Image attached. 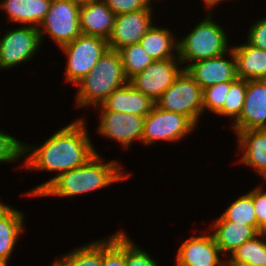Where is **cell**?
Segmentation results:
<instances>
[{"instance_id":"6da1fadb","label":"cell","mask_w":266,"mask_h":266,"mask_svg":"<svg viewBox=\"0 0 266 266\" xmlns=\"http://www.w3.org/2000/svg\"><path fill=\"white\" fill-rule=\"evenodd\" d=\"M31 151L25 167L64 173L85 164L97 152L91 144L83 119L57 131L40 147L23 144V153Z\"/></svg>"},{"instance_id":"7a4b0ae2","label":"cell","mask_w":266,"mask_h":266,"mask_svg":"<svg viewBox=\"0 0 266 266\" xmlns=\"http://www.w3.org/2000/svg\"><path fill=\"white\" fill-rule=\"evenodd\" d=\"M102 163L99 154L96 153L85 164L58 174L26 195L70 197L104 188L130 175L123 174L120 165L113 160Z\"/></svg>"},{"instance_id":"3957f363","label":"cell","mask_w":266,"mask_h":266,"mask_svg":"<svg viewBox=\"0 0 266 266\" xmlns=\"http://www.w3.org/2000/svg\"><path fill=\"white\" fill-rule=\"evenodd\" d=\"M129 82L118 50L108 49L91 72L77 84L76 106H100L116 89Z\"/></svg>"},{"instance_id":"277c9868","label":"cell","mask_w":266,"mask_h":266,"mask_svg":"<svg viewBox=\"0 0 266 266\" xmlns=\"http://www.w3.org/2000/svg\"><path fill=\"white\" fill-rule=\"evenodd\" d=\"M210 15L178 42L176 57L181 63L197 62L229 52L224 30L212 21Z\"/></svg>"},{"instance_id":"5b68a950","label":"cell","mask_w":266,"mask_h":266,"mask_svg":"<svg viewBox=\"0 0 266 266\" xmlns=\"http://www.w3.org/2000/svg\"><path fill=\"white\" fill-rule=\"evenodd\" d=\"M203 89L183 69L172 85L156 100L161 109L186 116L195 126L203 112Z\"/></svg>"},{"instance_id":"8992f818","label":"cell","mask_w":266,"mask_h":266,"mask_svg":"<svg viewBox=\"0 0 266 266\" xmlns=\"http://www.w3.org/2000/svg\"><path fill=\"white\" fill-rule=\"evenodd\" d=\"M61 49L68 57L66 81L77 84L91 72L109 46L104 38L81 34L72 42L61 46Z\"/></svg>"},{"instance_id":"52a82bcc","label":"cell","mask_w":266,"mask_h":266,"mask_svg":"<svg viewBox=\"0 0 266 266\" xmlns=\"http://www.w3.org/2000/svg\"><path fill=\"white\" fill-rule=\"evenodd\" d=\"M79 16L80 6L71 0H52L48 13L38 27L40 39L43 34L49 33L59 47L72 42L81 35Z\"/></svg>"},{"instance_id":"ba28073f","label":"cell","mask_w":266,"mask_h":266,"mask_svg":"<svg viewBox=\"0 0 266 266\" xmlns=\"http://www.w3.org/2000/svg\"><path fill=\"white\" fill-rule=\"evenodd\" d=\"M196 126L184 115L168 112L154 105L144 118L141 142L150 145L159 141H177Z\"/></svg>"},{"instance_id":"9c48e42d","label":"cell","mask_w":266,"mask_h":266,"mask_svg":"<svg viewBox=\"0 0 266 266\" xmlns=\"http://www.w3.org/2000/svg\"><path fill=\"white\" fill-rule=\"evenodd\" d=\"M41 42L36 26L26 25L8 31L0 39V68L4 70L26 62L32 58Z\"/></svg>"},{"instance_id":"30bf717a","label":"cell","mask_w":266,"mask_h":266,"mask_svg":"<svg viewBox=\"0 0 266 266\" xmlns=\"http://www.w3.org/2000/svg\"><path fill=\"white\" fill-rule=\"evenodd\" d=\"M175 59L153 61L142 72L131 77L129 83L156 102L183 70L179 68V58Z\"/></svg>"},{"instance_id":"8fae6325","label":"cell","mask_w":266,"mask_h":266,"mask_svg":"<svg viewBox=\"0 0 266 266\" xmlns=\"http://www.w3.org/2000/svg\"><path fill=\"white\" fill-rule=\"evenodd\" d=\"M151 8L115 16L114 26L108 38L109 49L119 50L124 46L139 43L153 26Z\"/></svg>"},{"instance_id":"7c38bea8","label":"cell","mask_w":266,"mask_h":266,"mask_svg":"<svg viewBox=\"0 0 266 266\" xmlns=\"http://www.w3.org/2000/svg\"><path fill=\"white\" fill-rule=\"evenodd\" d=\"M98 132L129 147L132 141L142 139L144 118L131 113L100 111Z\"/></svg>"},{"instance_id":"4fadbf2b","label":"cell","mask_w":266,"mask_h":266,"mask_svg":"<svg viewBox=\"0 0 266 266\" xmlns=\"http://www.w3.org/2000/svg\"><path fill=\"white\" fill-rule=\"evenodd\" d=\"M234 132L266 129V79L247 80L244 107Z\"/></svg>"},{"instance_id":"5bb4252c","label":"cell","mask_w":266,"mask_h":266,"mask_svg":"<svg viewBox=\"0 0 266 266\" xmlns=\"http://www.w3.org/2000/svg\"><path fill=\"white\" fill-rule=\"evenodd\" d=\"M229 55L232 59L226 60L225 54L209 59L192 62L184 67L188 74L201 86L202 89L225 81H235L237 77L236 59L231 48Z\"/></svg>"},{"instance_id":"9a60e30c","label":"cell","mask_w":266,"mask_h":266,"mask_svg":"<svg viewBox=\"0 0 266 266\" xmlns=\"http://www.w3.org/2000/svg\"><path fill=\"white\" fill-rule=\"evenodd\" d=\"M221 251L213 235L190 237L177 252V266H227L221 262Z\"/></svg>"},{"instance_id":"2e32d148","label":"cell","mask_w":266,"mask_h":266,"mask_svg":"<svg viewBox=\"0 0 266 266\" xmlns=\"http://www.w3.org/2000/svg\"><path fill=\"white\" fill-rule=\"evenodd\" d=\"M155 102L142 92L135 89L129 82L114 90L100 105L101 111L131 113L146 117L154 107Z\"/></svg>"},{"instance_id":"e0dca14e","label":"cell","mask_w":266,"mask_h":266,"mask_svg":"<svg viewBox=\"0 0 266 266\" xmlns=\"http://www.w3.org/2000/svg\"><path fill=\"white\" fill-rule=\"evenodd\" d=\"M115 16L103 0L80 6L81 34L99 36L108 40L114 26Z\"/></svg>"},{"instance_id":"ac0fdd59","label":"cell","mask_w":266,"mask_h":266,"mask_svg":"<svg viewBox=\"0 0 266 266\" xmlns=\"http://www.w3.org/2000/svg\"><path fill=\"white\" fill-rule=\"evenodd\" d=\"M213 229L215 232H213L212 235L216 245L224 254H226V252L232 254L246 241L259 234L253 226L229 221L223 216L215 222Z\"/></svg>"},{"instance_id":"d6986e66","label":"cell","mask_w":266,"mask_h":266,"mask_svg":"<svg viewBox=\"0 0 266 266\" xmlns=\"http://www.w3.org/2000/svg\"><path fill=\"white\" fill-rule=\"evenodd\" d=\"M239 149H244L242 163L255 168L266 181V129L245 130L236 133Z\"/></svg>"},{"instance_id":"ffe728a7","label":"cell","mask_w":266,"mask_h":266,"mask_svg":"<svg viewBox=\"0 0 266 266\" xmlns=\"http://www.w3.org/2000/svg\"><path fill=\"white\" fill-rule=\"evenodd\" d=\"M232 50L239 79H266V50L254 47L248 42L232 47Z\"/></svg>"},{"instance_id":"44dd1931","label":"cell","mask_w":266,"mask_h":266,"mask_svg":"<svg viewBox=\"0 0 266 266\" xmlns=\"http://www.w3.org/2000/svg\"><path fill=\"white\" fill-rule=\"evenodd\" d=\"M51 2L52 0H4L0 7L7 12L12 22L29 23L30 26L38 27L48 13Z\"/></svg>"},{"instance_id":"7402d4cb","label":"cell","mask_w":266,"mask_h":266,"mask_svg":"<svg viewBox=\"0 0 266 266\" xmlns=\"http://www.w3.org/2000/svg\"><path fill=\"white\" fill-rule=\"evenodd\" d=\"M23 213L6 204H0V259L7 263L22 233Z\"/></svg>"},{"instance_id":"603a6c76","label":"cell","mask_w":266,"mask_h":266,"mask_svg":"<svg viewBox=\"0 0 266 266\" xmlns=\"http://www.w3.org/2000/svg\"><path fill=\"white\" fill-rule=\"evenodd\" d=\"M174 39L169 29L153 25L139 43L153 60L156 61L175 58L172 51L174 49L178 50V42Z\"/></svg>"},{"instance_id":"cb8c5ba5","label":"cell","mask_w":266,"mask_h":266,"mask_svg":"<svg viewBox=\"0 0 266 266\" xmlns=\"http://www.w3.org/2000/svg\"><path fill=\"white\" fill-rule=\"evenodd\" d=\"M264 236L266 232H260L238 247L226 261L227 266H266V243L259 239H266Z\"/></svg>"},{"instance_id":"d4e9b609","label":"cell","mask_w":266,"mask_h":266,"mask_svg":"<svg viewBox=\"0 0 266 266\" xmlns=\"http://www.w3.org/2000/svg\"><path fill=\"white\" fill-rule=\"evenodd\" d=\"M118 51L121 55L124 72L128 80L135 74L142 72L154 61L140 43L124 46Z\"/></svg>"},{"instance_id":"484cf974","label":"cell","mask_w":266,"mask_h":266,"mask_svg":"<svg viewBox=\"0 0 266 266\" xmlns=\"http://www.w3.org/2000/svg\"><path fill=\"white\" fill-rule=\"evenodd\" d=\"M222 216L229 221L253 226L258 231V222L254 210L252 191L242 195L225 210Z\"/></svg>"},{"instance_id":"4316f807","label":"cell","mask_w":266,"mask_h":266,"mask_svg":"<svg viewBox=\"0 0 266 266\" xmlns=\"http://www.w3.org/2000/svg\"><path fill=\"white\" fill-rule=\"evenodd\" d=\"M63 266H101L102 242H92L67 253L58 260Z\"/></svg>"},{"instance_id":"83f0119b","label":"cell","mask_w":266,"mask_h":266,"mask_svg":"<svg viewBox=\"0 0 266 266\" xmlns=\"http://www.w3.org/2000/svg\"><path fill=\"white\" fill-rule=\"evenodd\" d=\"M247 80L237 78L230 86L224 101L223 108L218 115L234 118V122L240 117L246 96Z\"/></svg>"},{"instance_id":"f1b7e54d","label":"cell","mask_w":266,"mask_h":266,"mask_svg":"<svg viewBox=\"0 0 266 266\" xmlns=\"http://www.w3.org/2000/svg\"><path fill=\"white\" fill-rule=\"evenodd\" d=\"M102 241L101 266H125V233L118 232Z\"/></svg>"},{"instance_id":"f546056e","label":"cell","mask_w":266,"mask_h":266,"mask_svg":"<svg viewBox=\"0 0 266 266\" xmlns=\"http://www.w3.org/2000/svg\"><path fill=\"white\" fill-rule=\"evenodd\" d=\"M234 81H225L203 89V111L208 110L217 114L224 105L227 93Z\"/></svg>"},{"instance_id":"4dcf8cb0","label":"cell","mask_w":266,"mask_h":266,"mask_svg":"<svg viewBox=\"0 0 266 266\" xmlns=\"http://www.w3.org/2000/svg\"><path fill=\"white\" fill-rule=\"evenodd\" d=\"M23 144L16 138L0 131V162H10L24 155Z\"/></svg>"},{"instance_id":"1f68e13d","label":"cell","mask_w":266,"mask_h":266,"mask_svg":"<svg viewBox=\"0 0 266 266\" xmlns=\"http://www.w3.org/2000/svg\"><path fill=\"white\" fill-rule=\"evenodd\" d=\"M125 266H158L149 254L139 249L125 234Z\"/></svg>"},{"instance_id":"d6a6232c","label":"cell","mask_w":266,"mask_h":266,"mask_svg":"<svg viewBox=\"0 0 266 266\" xmlns=\"http://www.w3.org/2000/svg\"><path fill=\"white\" fill-rule=\"evenodd\" d=\"M115 15L149 9L151 0H103Z\"/></svg>"},{"instance_id":"836d02e7","label":"cell","mask_w":266,"mask_h":266,"mask_svg":"<svg viewBox=\"0 0 266 266\" xmlns=\"http://www.w3.org/2000/svg\"><path fill=\"white\" fill-rule=\"evenodd\" d=\"M254 210L258 222V232H266V191L258 186L252 190Z\"/></svg>"},{"instance_id":"e575fe53","label":"cell","mask_w":266,"mask_h":266,"mask_svg":"<svg viewBox=\"0 0 266 266\" xmlns=\"http://www.w3.org/2000/svg\"><path fill=\"white\" fill-rule=\"evenodd\" d=\"M248 34V43L254 47L266 50V18L253 24Z\"/></svg>"},{"instance_id":"d590c367","label":"cell","mask_w":266,"mask_h":266,"mask_svg":"<svg viewBox=\"0 0 266 266\" xmlns=\"http://www.w3.org/2000/svg\"><path fill=\"white\" fill-rule=\"evenodd\" d=\"M203 1L207 5L206 7L213 8L214 5L217 6L218 3H220L221 1H224V0H203Z\"/></svg>"},{"instance_id":"8d00e7d4","label":"cell","mask_w":266,"mask_h":266,"mask_svg":"<svg viewBox=\"0 0 266 266\" xmlns=\"http://www.w3.org/2000/svg\"><path fill=\"white\" fill-rule=\"evenodd\" d=\"M71 1L74 2L75 4L79 5V6H83V5L98 1V0H71Z\"/></svg>"},{"instance_id":"74e56055","label":"cell","mask_w":266,"mask_h":266,"mask_svg":"<svg viewBox=\"0 0 266 266\" xmlns=\"http://www.w3.org/2000/svg\"><path fill=\"white\" fill-rule=\"evenodd\" d=\"M52 266H63L58 260H56Z\"/></svg>"},{"instance_id":"f35d334b","label":"cell","mask_w":266,"mask_h":266,"mask_svg":"<svg viewBox=\"0 0 266 266\" xmlns=\"http://www.w3.org/2000/svg\"><path fill=\"white\" fill-rule=\"evenodd\" d=\"M0 266H7V263L0 259Z\"/></svg>"}]
</instances>
